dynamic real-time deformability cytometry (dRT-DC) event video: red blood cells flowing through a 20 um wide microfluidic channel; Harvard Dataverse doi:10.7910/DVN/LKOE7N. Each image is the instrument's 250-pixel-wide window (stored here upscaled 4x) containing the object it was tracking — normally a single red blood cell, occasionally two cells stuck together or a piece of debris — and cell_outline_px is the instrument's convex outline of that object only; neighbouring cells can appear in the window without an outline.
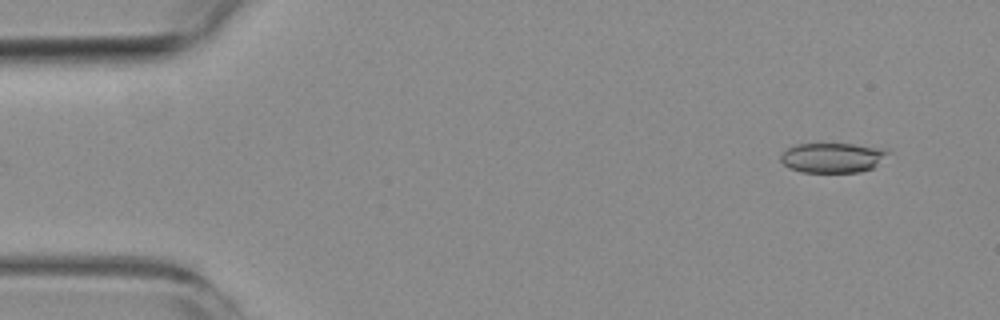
{"species": "common noctule bat (a hibernating species)", "species_latin": "Nyctalus noctula", "temperature_condition": "room temperature", "stored_images_in_passage": 3, "camera_frame_rate_fps": 3000, "um_per_image_px": 0.085, "animal": {"sex": "female", "body_mass_g": 19.3, "forearm_length_mm": 54.1}, "frame": {"image": 1, "passage_image": 1, "time_ms": 0.0, "image_size_px": [1000, 320], "cell_outline_px": [[888, 152], [872, 168], [860, 172], [800, 172], [788, 168], [780, 160], [780, 156], [788, 148], [796, 144], [852, 144], [880, 148]], "centroid_in_image_um": [70.68, 13.41], "position_along_channel_um": 14.3, "area_um2": 18.32}}